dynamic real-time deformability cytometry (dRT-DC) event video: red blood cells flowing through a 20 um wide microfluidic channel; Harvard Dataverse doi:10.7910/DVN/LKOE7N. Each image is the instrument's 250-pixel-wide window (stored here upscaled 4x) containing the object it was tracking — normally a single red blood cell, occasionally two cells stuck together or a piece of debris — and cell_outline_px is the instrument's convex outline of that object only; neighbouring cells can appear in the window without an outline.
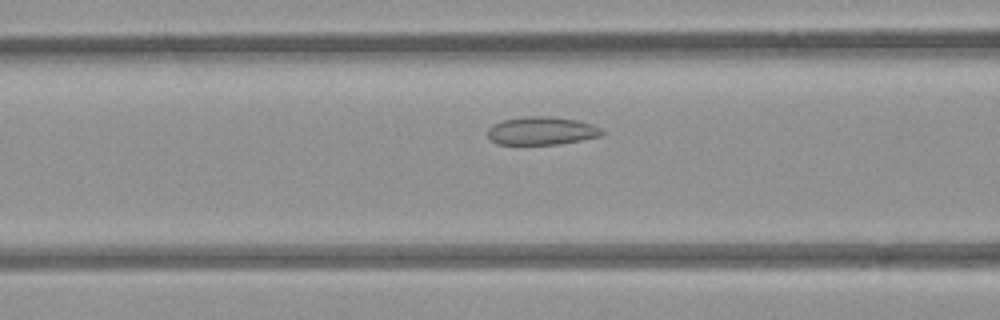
{"species": "common noctule bat (a hibernating species)", "species_latin": "Nyctalus noctula", "temperature_condition": "room temperature", "stored_images_in_passage": 39, "camera_frame_rate_fps": 3000, "um_per_image_px": 0.085, "animal": {"sex": "female", "body_mass_g": 21.9}, "frame": {"image": 1, "passage_image": 14, "time_ms": 4.333, "image_size_px": [1000, 320], "cell_outline_px": [[604, 136], [560, 144], [496, 144], [488, 136], [488, 128], [492, 124], [504, 120], [524, 116], [552, 116], [576, 120], [592, 124], [600, 128], [604, 132]], "centroid_in_image_um": [46.06, 11.12], "position_along_channel_um": 120.5, "area_um2": 18.84}}
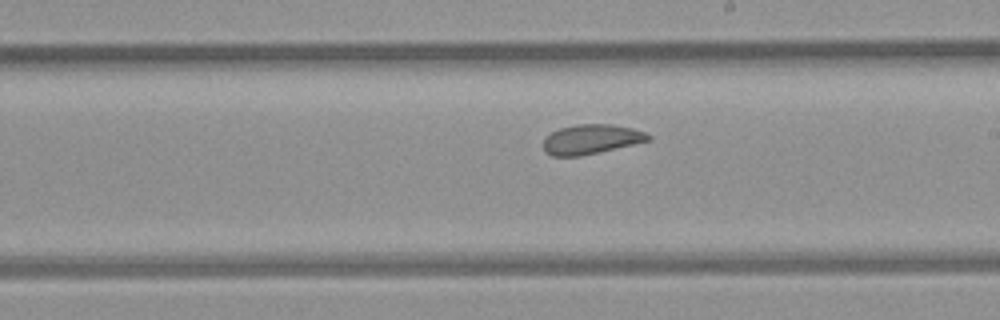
{"frame": {"image": 2, "passage_image": 23, "time_ms": 7.333, "image_size_px": [1000, 320], "cell_outline_px": [[652, 140], [580, 156], [552, 156], [544, 152], [544, 140], [552, 132], [560, 128], [576, 124], [612, 124], [632, 128], [644, 132], [652, 136]], "centroid_in_image_um": [50.27, 11.83], "position_along_channel_um": 238.7, "area_um2": 18.03}}
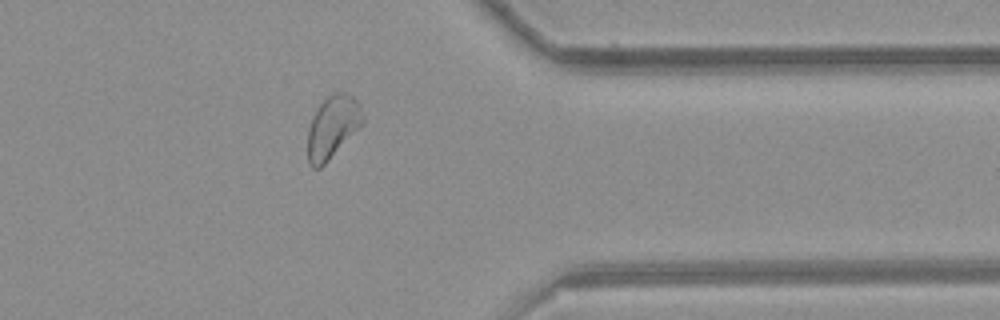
{"frame": {"image": 3, "passage_image": 35, "time_ms": 11.333, "image_size_px": [1000, 320], "cell_outline_px": [[364, 120], [328, 160], [320, 168], [312, 168], [308, 164], [308, 128], [312, 116], [316, 108], [328, 96], [336, 92], [348, 92], [360, 104], [364, 116]], "centroid_in_image_um": [28.24, 10.76], "position_along_channel_um": 383.2, "area_um2": 19.71}, "authors_computed_cell_mechanics": {"area_um2": 19.4208, "velocity_mm_per_s": 3.9371, "shape_relaxation_time_tau1_ms": null, "shape_relaxation_time_tau2_ms": 1.3433, "deformation_change_tau1": null, "deformation_change_tau2": 0.0619}}